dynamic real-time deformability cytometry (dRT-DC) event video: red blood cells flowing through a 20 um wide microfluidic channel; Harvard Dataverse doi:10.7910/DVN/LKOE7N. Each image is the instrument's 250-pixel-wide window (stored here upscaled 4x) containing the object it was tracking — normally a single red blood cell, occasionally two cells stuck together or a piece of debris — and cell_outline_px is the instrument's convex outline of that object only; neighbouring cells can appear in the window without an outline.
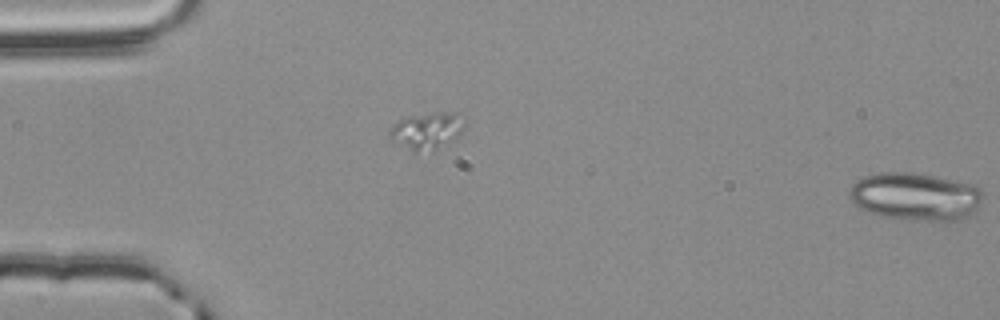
{"species": "common noctule bat (a hibernating species)", "species_latin": "Nyctalus noctula", "temperature_condition": "room temperature", "stored_images_in_passage": 18, "segment_of_instrument_passage": [2, 2], "camera_frame_rate_fps": 3000, "um_per_image_px": 0.085, "animal": {"sex": "male", "body_mass_g": 20.4}, "frame": {"image": 1, "passage_image": 18, "time_ms": 5.667, "image_size_px": [1000, 320], "cell_outline_px": [[984, 196], [980, 208], [956, 220], [904, 220], [880, 216], [868, 212], [860, 208], [848, 196], [848, 192], [852, 184], [856, 180], [864, 176], [880, 172], [912, 172], [932, 176], [968, 184], [980, 188], [984, 192]], "centroid_in_image_um": [77.77, 16.71], "position_along_channel_um": 7.2, "area_um2": 37.17}}